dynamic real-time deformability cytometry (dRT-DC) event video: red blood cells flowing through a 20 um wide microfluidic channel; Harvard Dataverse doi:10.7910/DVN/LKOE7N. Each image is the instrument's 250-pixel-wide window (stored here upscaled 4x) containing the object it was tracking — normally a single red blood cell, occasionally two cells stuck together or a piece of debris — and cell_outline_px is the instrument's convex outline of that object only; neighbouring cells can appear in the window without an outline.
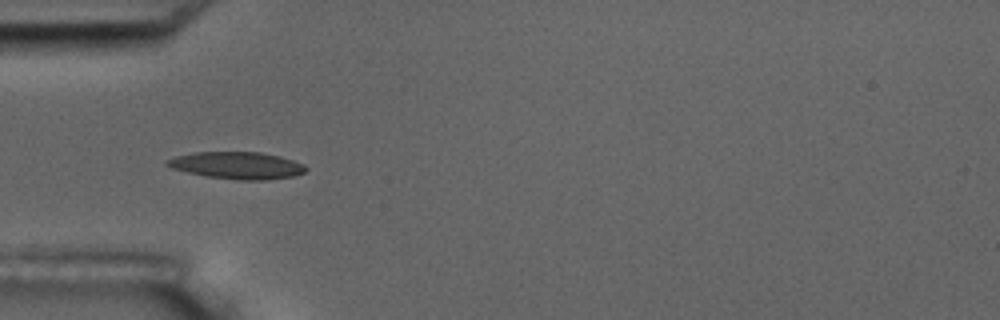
{"species": "common noctule bat (a hibernating species)", "species_latin": "Nyctalus noctula", "temperature_condition": "room temperature", "stored_images_in_passage": 5, "camera_frame_rate_fps": 3000, "um_per_image_px": 0.085, "animal": {"sex": "male", "body_mass_g": 17.5, "forearm_length_mm": 52.3}, "frame": {"image": 1, "passage_image": 4, "time_ms": 5.333, "image_size_px": [1000, 320], "cell_outline_px": [[308, 168], [304, 172], [292, 176], [268, 180], [240, 180], [208, 176], [188, 172], [172, 168], [164, 164], [164, 160], [176, 156], [196, 152], [260, 152], [280, 156], [304, 164]], "centroid_in_image_um": [20.15, 14.05], "position_along_channel_um": 64.8, "area_um2": 21.79}}